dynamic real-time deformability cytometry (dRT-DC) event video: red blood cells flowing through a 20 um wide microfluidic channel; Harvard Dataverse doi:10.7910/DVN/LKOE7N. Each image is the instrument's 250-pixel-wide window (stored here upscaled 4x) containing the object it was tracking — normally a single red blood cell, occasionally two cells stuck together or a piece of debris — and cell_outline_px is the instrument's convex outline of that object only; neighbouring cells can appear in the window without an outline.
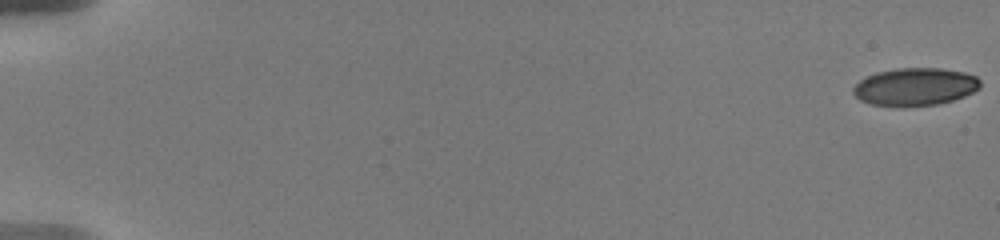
{"species": "human", "species_latin": "Homo sapiens", "temperature_condition": "warm", "stored_images_in_passage": 34, "camera_frame_rate_fps": 3000, "um_per_image_px": 0.085, "donor": {"sex": "male"}, "frame": {"image": 1, "passage_image": 1, "time_ms": 0.0, "image_size_px": [1000, 240], "cell_outline_px": [[980, 88], [964, 96], [952, 100], [936, 104], [872, 104], [860, 100], [852, 92], [852, 88], [864, 76], [876, 72], [896, 68], [940, 68], [964, 72], [976, 76], [980, 80]], "centroid_in_image_um": [77.78, 7.33], "position_along_channel_um": 7.2, "area_um2": 27.34}}
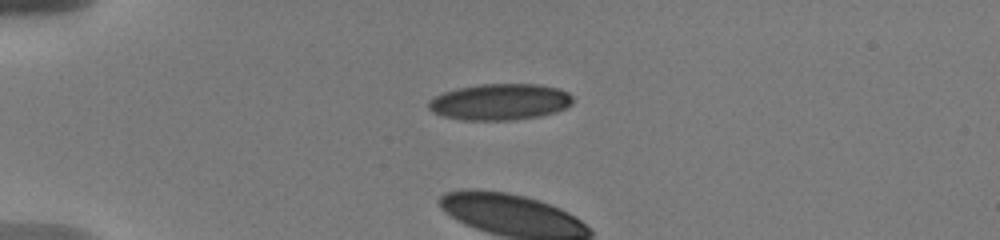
{"frame": {"image": 2, "passage_image": 22, "time_ms": 5.0, "image_size_px": [1000, 240], "cell_outline_px": [[572, 104], [564, 108], [552, 112], [536, 116], [508, 120], [464, 120], [444, 116], [432, 112], [428, 108], [428, 100], [444, 92], [456, 88], [480, 84], [540, 84], [560, 88], [568, 92], [572, 96]], "centroid_in_image_um": [42.47, 8.64], "position_along_channel_um": 42.5, "area_um2": 30.4}}